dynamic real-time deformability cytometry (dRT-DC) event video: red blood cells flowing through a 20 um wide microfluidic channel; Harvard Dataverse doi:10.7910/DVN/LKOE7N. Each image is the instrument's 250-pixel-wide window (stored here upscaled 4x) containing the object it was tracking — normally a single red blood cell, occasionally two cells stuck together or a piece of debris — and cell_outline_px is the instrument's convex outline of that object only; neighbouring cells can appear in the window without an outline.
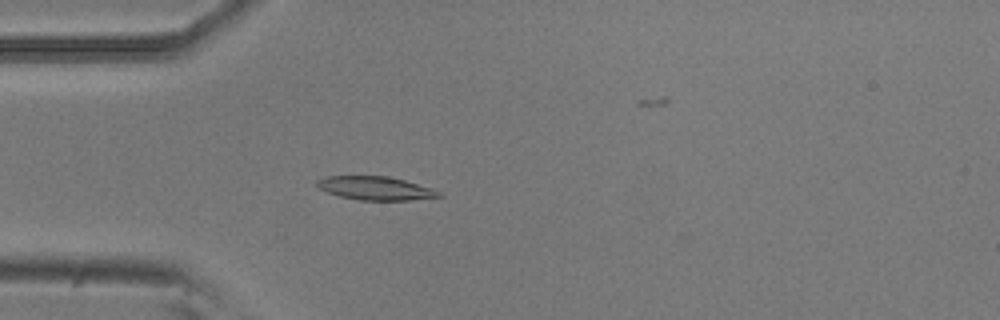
{"species": "common noctule bat (a hibernating species)", "species_latin": "Nyctalus noctula", "temperature_condition": "room temperature", "stored_images_in_passage": 4, "camera_frame_rate_fps": 3000, "um_per_image_px": 0.085, "animal": {"sex": "male", "body_mass_g": 20.5, "forearm_length_mm": 52.5}, "frame": {"image": 1, "passage_image": 4, "time_ms": 1.0, "image_size_px": [1000, 320], "cell_outline_px": [[444, 196], [412, 200], [360, 200], [340, 196], [328, 192], [320, 188], [316, 184], [316, 180], [324, 176], [388, 176], [404, 180], [432, 188], [440, 192]], "centroid_in_image_um": [31.93, 16.0], "position_along_channel_um": 53.1, "area_um2": 16.65}}